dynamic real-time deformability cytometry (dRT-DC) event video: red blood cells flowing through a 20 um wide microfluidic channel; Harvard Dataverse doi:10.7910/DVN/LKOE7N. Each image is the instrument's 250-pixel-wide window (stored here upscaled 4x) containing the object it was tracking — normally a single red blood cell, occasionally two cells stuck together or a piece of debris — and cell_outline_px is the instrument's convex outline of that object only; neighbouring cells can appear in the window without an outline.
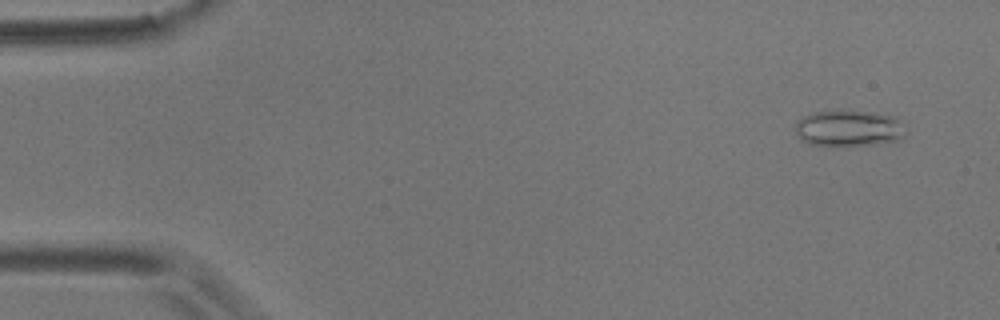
{"species": "common noctule bat (a hibernating species)", "species_latin": "Nyctalus noctula", "temperature_condition": "room temperature", "stored_images_in_passage": 56, "camera_frame_rate_fps": 3000, "um_per_image_px": 0.085, "animal": {"sex": "male", "body_mass_g": 17.9}, "frame": {"image": 1, "passage_image": 4, "time_ms": 1.0, "image_size_px": [1000, 320], "cell_outline_px": [[908, 132], [904, 136], [896, 140], [848, 148], [808, 144], [796, 136], [796, 120], [812, 112], [872, 112], [892, 116], [900, 120]], "centroid_in_image_um": [72.13, 10.95], "position_along_channel_um": 12.9, "area_um2": 23.58}}
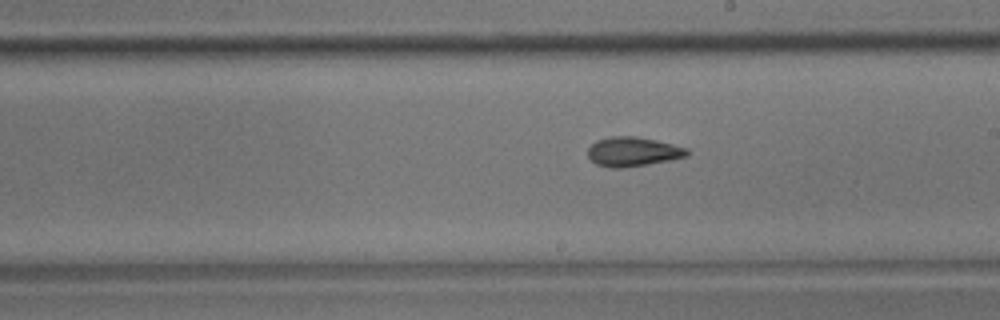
{"frame": {"image": 2, "passage_image": 32, "time_ms": 10.333, "image_size_px": [1000, 320], "cell_outline_px": [[688, 156], [672, 160], [624, 168], [608, 168], [596, 164], [588, 156], [588, 148], [596, 140], [612, 136], [636, 136], [656, 140], [688, 148]], "centroid_in_image_um": [53.8, 12.9], "position_along_channel_um": 235.2, "area_um2": 17.11}}
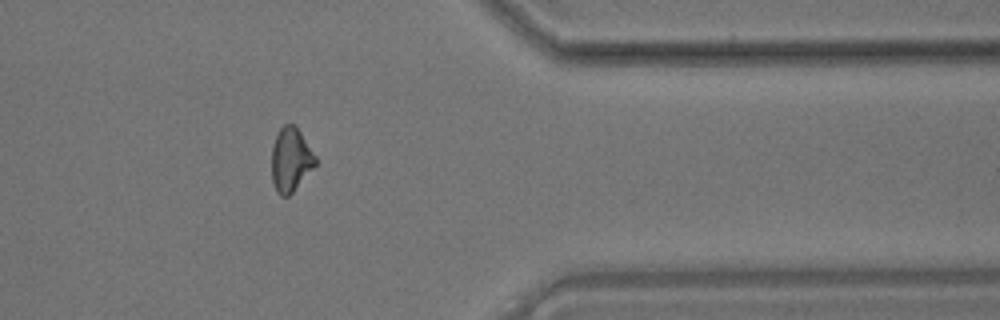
{"frame": {"image": 3, "passage_image": 46, "time_ms": 15.0, "image_size_px": [1000, 320], "cell_outline_px": [[316, 164], [292, 192], [288, 196], [280, 196], [276, 192], [272, 180], [272, 148], [276, 136], [280, 128], [284, 124], [292, 124], [300, 132], [316, 156]], "centroid_in_image_um": [24.69, 13.58], "position_along_channel_um": 386.7, "area_um2": 16.01}, "authors_computed_cell_mechanics": {"area_um2": 16.8776, "velocity_mm_per_s": 3.5821, "shape_relaxation_time_tau1_ms": null, "shape_relaxation_time_tau2_ms": 3.5829, "deformation_change_tau1": null, "deformation_change_tau2": 0.1063}}